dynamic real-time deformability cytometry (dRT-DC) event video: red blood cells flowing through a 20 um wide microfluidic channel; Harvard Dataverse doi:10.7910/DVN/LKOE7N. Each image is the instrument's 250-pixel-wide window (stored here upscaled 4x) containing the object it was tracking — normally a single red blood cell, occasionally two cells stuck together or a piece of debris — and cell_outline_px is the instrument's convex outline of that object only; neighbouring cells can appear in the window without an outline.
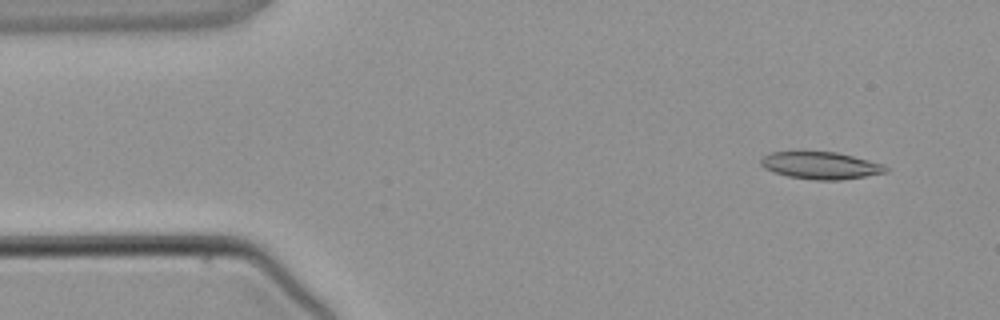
{"species": "common noctule bat (a hibernating species)", "species_latin": "Nyctalus noctula", "temperature_condition": "warm", "stored_images_in_passage": 3, "camera_frame_rate_fps": 3000, "um_per_image_px": 0.085, "animal": {"sex": "male", "body_mass_g": 21.5, "forearm_length_mm": 52.0}, "frame": {"image": 1, "passage_image": 1, "time_ms": 0.0, "image_size_px": [1000, 320], "cell_outline_px": [[888, 172], [840, 180], [816, 180], [788, 176], [764, 168], [760, 164], [760, 160], [764, 156], [772, 152], [836, 152], [884, 164], [888, 168]], "centroid_in_image_um": [69.78, 14.07], "position_along_channel_um": 15.2, "area_um2": 19.54}}